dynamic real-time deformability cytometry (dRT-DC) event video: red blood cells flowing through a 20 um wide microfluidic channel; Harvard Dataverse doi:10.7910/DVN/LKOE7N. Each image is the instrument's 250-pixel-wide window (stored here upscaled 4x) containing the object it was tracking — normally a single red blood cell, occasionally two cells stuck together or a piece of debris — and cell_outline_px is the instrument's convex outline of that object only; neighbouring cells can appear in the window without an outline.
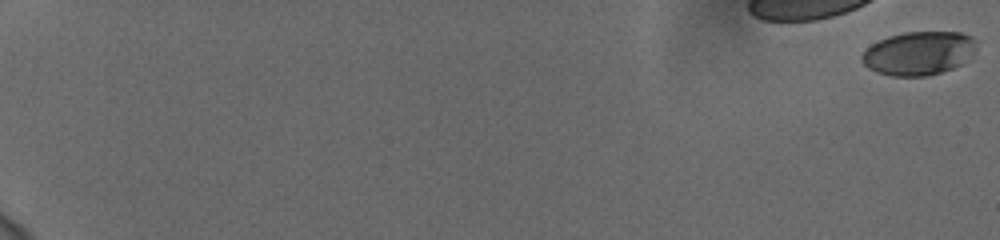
{"species": "human", "species_latin": "Homo sapiens", "temperature_condition": "cold", "stored_images_in_passage": 59, "camera_frame_rate_fps": 3000, "um_per_image_px": 0.085, "donor": {"sex": "female"}, "frame": {"image": 1, "passage_image": 1, "time_ms": 0.0, "image_size_px": [1000, 240], "cell_outline_px": [[972, 52], [960, 64], [952, 68], [928, 76], [892, 76], [876, 72], [868, 68], [860, 60], [860, 56], [872, 44], [888, 36], [904, 32], [960, 32], [972, 36]], "centroid_in_image_um": [78.0, 4.53], "position_along_channel_um": 7.0, "area_um2": 28.61}}
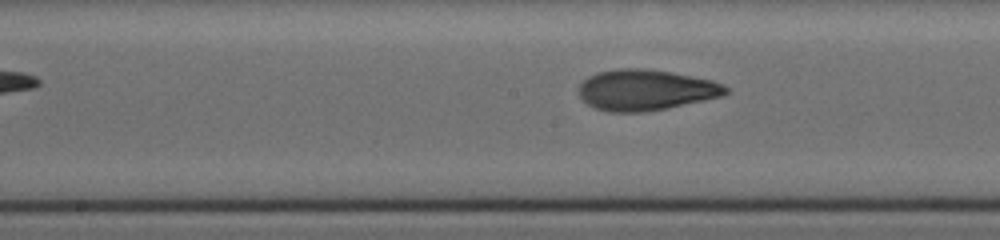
{"frame": {"image": 2, "passage_image": 35, "time_ms": 11.333, "image_size_px": [1000, 240], "cell_outline_px": [[728, 92], [724, 96], [668, 108], [640, 112], [608, 112], [596, 108], [588, 104], [580, 96], [580, 84], [588, 76], [596, 72], [616, 68], [644, 68], [672, 72], [712, 80], [724, 84], [728, 88]], "centroid_in_image_um": [54.91, 7.64], "position_along_channel_um": 193.3, "area_um2": 35.08}}
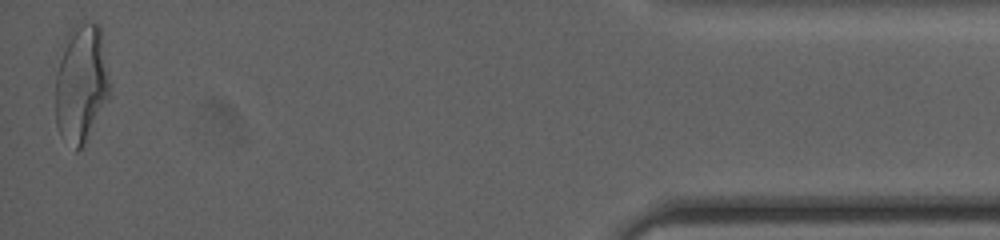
{"frame": {"image": 3, "passage_image": 59, "time_ms": 19.333, "image_size_px": [1000, 240], "cell_outline_px": [[108, 96], [84, 144], [76, 152], [60, 136], [56, 124], [56, 76], [60, 60], [68, 32], [80, 20], [100, 24], [108, 80]], "centroid_in_image_um": [6.87, 7.09], "position_along_channel_um": 428.3, "area_um2": 36.7}, "authors_computed_cell_mechanics": {"area_um2": 33.2928, "velocity_mm_per_s": 3.7559, "shape_relaxation_time_tau1_ms": 5.0024, "shape_relaxation_time_tau2_ms": 1.384, "deformation_change_tau1": 0.1876, "deformation_change_tau2": 0.0808}}